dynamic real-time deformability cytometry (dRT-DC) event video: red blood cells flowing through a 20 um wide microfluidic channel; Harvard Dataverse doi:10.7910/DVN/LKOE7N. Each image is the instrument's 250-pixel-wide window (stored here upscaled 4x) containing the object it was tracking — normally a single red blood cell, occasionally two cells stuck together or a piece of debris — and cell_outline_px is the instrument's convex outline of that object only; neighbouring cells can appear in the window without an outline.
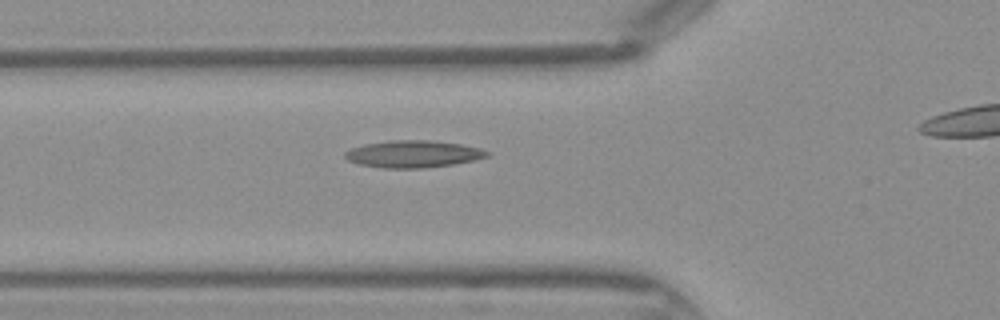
{"species": "Egyptian fruit bat (a non-hibernating species)", "species_latin": "Rousettus aegyptiacus", "temperature_condition": "warm", "stored_images_in_passage": 27, "camera_frame_rate_fps": 3000, "um_per_image_px": 0.085, "frame": {"image": 1, "passage_image": 6, "time_ms": 1.667, "image_size_px": [1000, 320], "cell_outline_px": [[492, 152], [488, 156], [472, 160], [452, 164], [424, 168], [380, 168], [360, 164], [348, 160], [344, 156], [344, 152], [352, 148], [364, 144], [392, 140], [428, 140], [460, 144], [480, 148]], "centroid_in_image_um": [35.11, 13.09], "position_along_channel_um": 90.7, "area_um2": 22.31}}
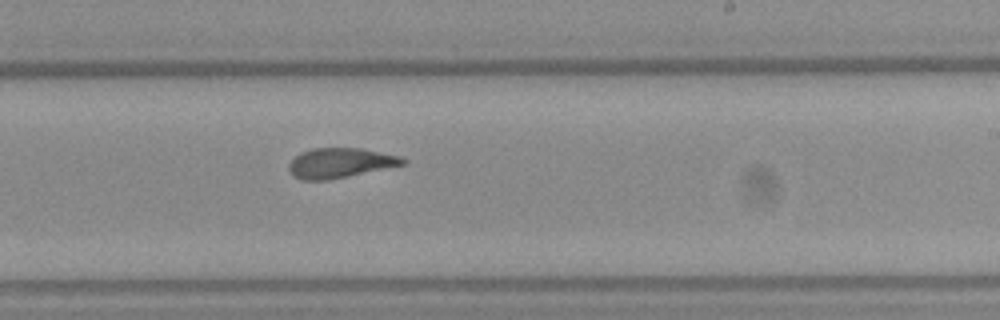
{"frame": {"image": 2, "passage_image": 17, "time_ms": 5.333, "image_size_px": [1000, 320], "cell_outline_px": [[408, 164], [328, 180], [304, 180], [292, 176], [288, 168], [288, 164], [300, 152], [312, 148], [360, 148], [400, 156], [408, 160]], "centroid_in_image_um": [28.93, 13.85], "position_along_channel_um": 260.1, "area_um2": 19.94}}
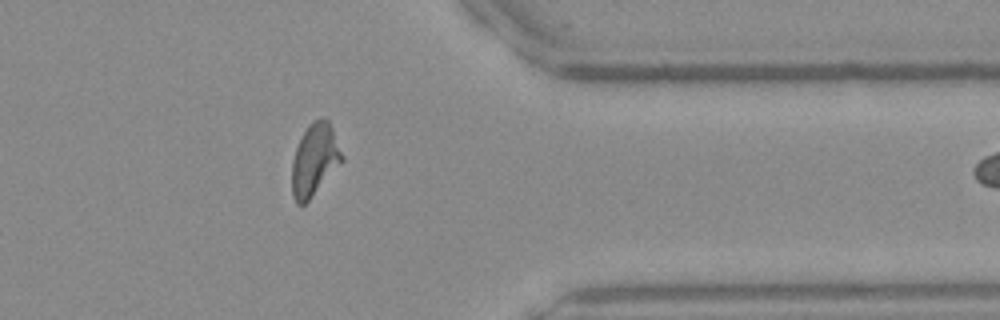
{"frame": {"image": 3, "passage_image": 26, "time_ms": 8.333, "image_size_px": [1000, 320], "cell_outline_px": [[344, 160], [308, 200], [304, 204], [296, 204], [292, 196], [292, 160], [296, 148], [308, 124], [312, 120], [328, 120], [332, 128], [344, 156]], "centroid_in_image_um": [26.74, 13.59], "position_along_channel_um": 384.7, "area_um2": 20.69}}